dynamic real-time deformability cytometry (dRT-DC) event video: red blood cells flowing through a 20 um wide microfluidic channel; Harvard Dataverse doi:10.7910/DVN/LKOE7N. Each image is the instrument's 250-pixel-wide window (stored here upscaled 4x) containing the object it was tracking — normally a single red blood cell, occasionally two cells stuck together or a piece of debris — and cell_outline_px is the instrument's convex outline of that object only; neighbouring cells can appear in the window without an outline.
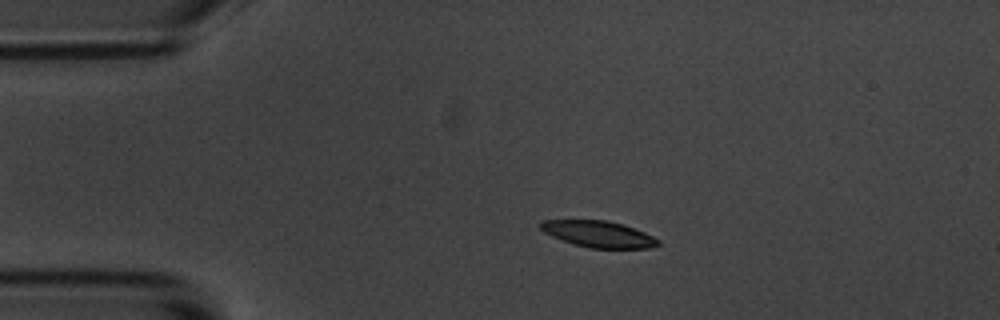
{"species": "common noctule bat (a hibernating species)", "species_latin": "Nyctalus noctula", "temperature_condition": "room temperature", "stored_images_in_passage": 7, "camera_frame_rate_fps": 3000, "um_per_image_px": 0.085, "animal": {"sex": "male", "body_mass_g": 20.1, "forearm_length_mm": 53.5}, "frame": {"image": 1, "passage_image": 3, "time_ms": 2.333, "image_size_px": [1000, 320], "cell_outline_px": [[660, 244], [652, 248], [592, 248], [576, 244], [552, 236], [544, 232], [536, 224], [540, 220], [608, 220], [624, 224], [644, 232], [660, 240]], "centroid_in_image_um": [50.87, 19.88], "position_along_channel_um": 34.1, "area_um2": 18.09}}
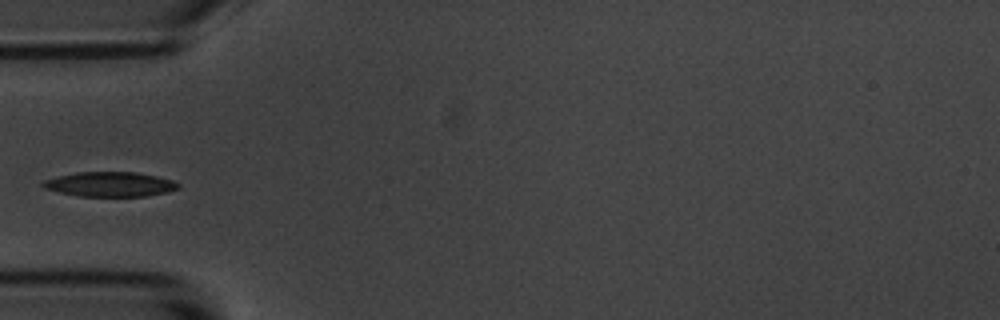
{"frame": {"image": 2, "passage_image": 5, "time_ms": 4.667, "image_size_px": [1000, 320], "cell_outline_px": [[180, 188], [168, 192], [144, 196], [76, 196], [44, 188], [40, 184], [44, 180], [56, 176], [76, 172], [136, 172], [156, 176], [172, 180], [180, 184]], "centroid_in_image_um": [9.34, 15.66], "position_along_channel_um": 75.7, "area_um2": 19.54}}
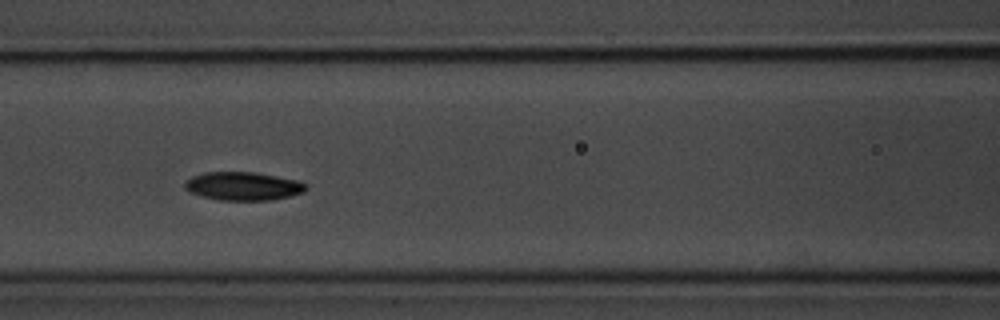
{"frame": {"image": 3, "passage_image": 7, "time_ms": 6.667, "image_size_px": [1000, 320], "cell_outline_px": [[308, 188], [304, 192], [272, 200], [220, 200], [200, 196], [188, 192], [184, 188], [184, 184], [192, 176], [204, 172], [256, 172], [296, 180], [308, 184]], "centroid_in_image_um": [20.65, 15.82], "position_along_channel_um": 145.9, "area_um2": 20.11}}